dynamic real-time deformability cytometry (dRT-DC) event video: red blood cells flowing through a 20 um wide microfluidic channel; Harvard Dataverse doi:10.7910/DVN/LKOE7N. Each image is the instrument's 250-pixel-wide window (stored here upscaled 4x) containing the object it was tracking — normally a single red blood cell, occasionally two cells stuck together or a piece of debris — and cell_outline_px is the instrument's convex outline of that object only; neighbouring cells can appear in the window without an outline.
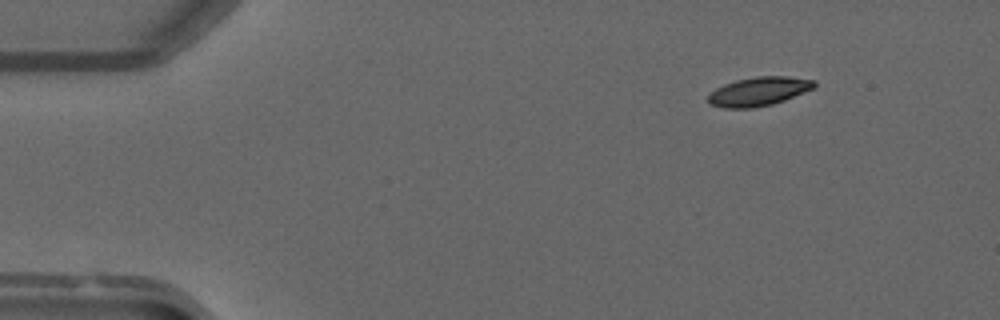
{"species": "common noctule bat (a hibernating species)", "species_latin": "Nyctalus noctula", "temperature_condition": "warm", "stored_images_in_passage": 22, "camera_frame_rate_fps": 3000, "um_per_image_px": 0.085, "animal": {"sex": "male", "forearm_length_mm": 52.5}, "frame": {"image": 1, "passage_image": 7, "time_ms": 2.0, "image_size_px": [1000, 320], "cell_outline_px": [[816, 84], [812, 88], [784, 100], [772, 104], [752, 108], [724, 108], [712, 104], [708, 100], [708, 96], [716, 88], [724, 84], [736, 80], [756, 76], [788, 76], [816, 80]], "centroid_in_image_um": [64.49, 7.76], "position_along_channel_um": 20.5, "area_um2": 17.63}}
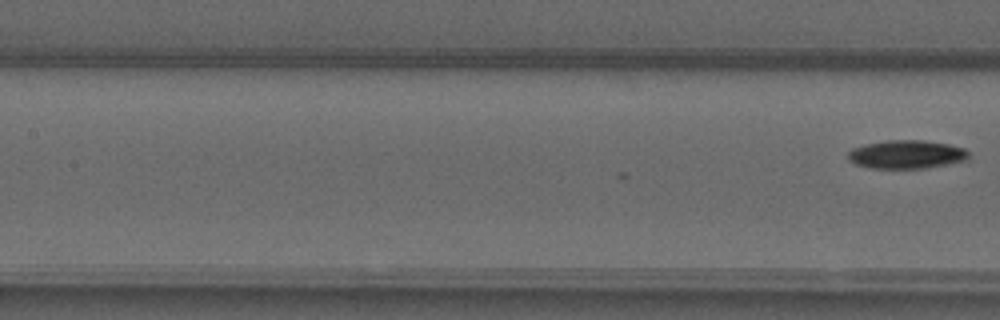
{"frame": {"image": 2, "passage_image": 22, "time_ms": 7.0, "image_size_px": [1000, 320], "cell_outline_px": [[968, 160], [924, 168], [868, 168], [856, 164], [848, 160], [848, 152], [852, 148], [864, 144], [884, 140], [924, 140], [948, 144], [964, 148], [968, 152]], "centroid_in_image_um": [77.02, 13.12], "position_along_channel_um": 130.4, "area_um2": 20.06}}